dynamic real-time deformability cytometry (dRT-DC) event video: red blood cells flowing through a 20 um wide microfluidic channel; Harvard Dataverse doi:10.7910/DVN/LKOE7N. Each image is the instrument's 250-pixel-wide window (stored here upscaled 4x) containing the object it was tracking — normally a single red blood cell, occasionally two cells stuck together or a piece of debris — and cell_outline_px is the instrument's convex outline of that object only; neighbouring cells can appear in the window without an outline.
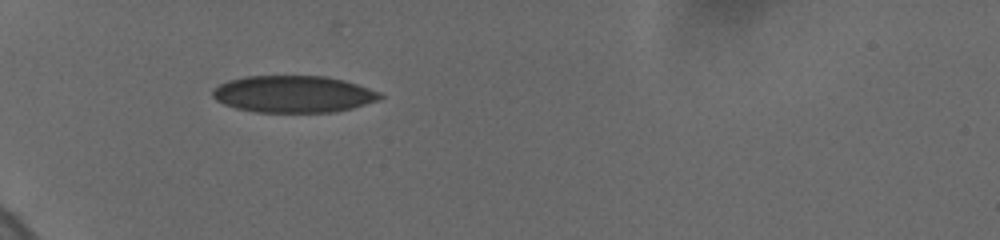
{"species": "human", "species_latin": "Homo sapiens", "temperature_condition": "cold", "stored_images_in_passage": 38, "camera_frame_rate_fps": 3000, "um_per_image_px": 0.085, "donor": {"sex": "female"}, "frame": {"image": 1, "passage_image": 6, "time_ms": 1.667, "image_size_px": [1000, 240], "cell_outline_px": [[384, 96], [380, 100], [352, 108], [336, 112], [256, 112], [236, 108], [224, 104], [216, 100], [212, 96], [212, 88], [228, 80], [244, 76], [328, 76], [344, 80], [380, 92]], "centroid_in_image_um": [24.93, 8.0], "position_along_channel_um": 60.1, "area_um2": 36.18}}
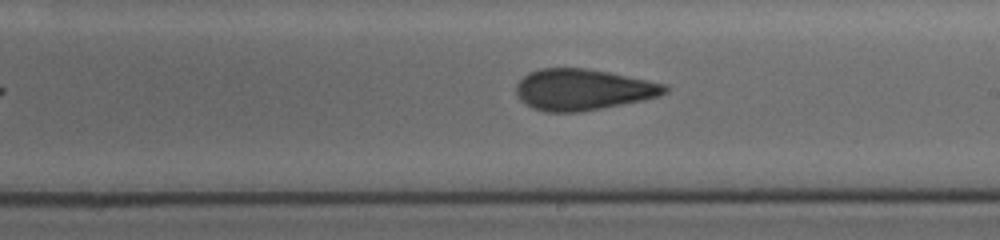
{"frame": {"image": 2, "passage_image": 20, "time_ms": 7.0, "image_size_px": [1000, 240], "cell_outline_px": [[668, 92], [660, 96], [644, 100], [580, 112], [544, 112], [532, 108], [520, 100], [516, 96], [516, 84], [528, 72], [540, 68], [588, 68], [668, 84]], "centroid_in_image_um": [49.55, 7.62], "position_along_channel_um": 239.5, "area_um2": 35.95}}
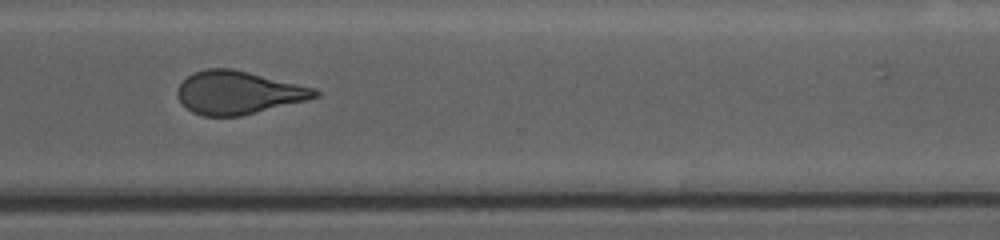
{"frame": {"image": 3, "passage_image": 37, "time_ms": 10.0, "image_size_px": [1000, 240], "cell_outline_px": [[320, 96], [308, 100], [240, 116], [204, 116], [192, 112], [180, 100], [176, 92], [176, 88], [188, 76], [204, 68], [232, 68], [316, 88], [320, 92]], "centroid_in_image_um": [20.27, 7.87], "position_along_channel_um": 350.3, "area_um2": 34.45}}